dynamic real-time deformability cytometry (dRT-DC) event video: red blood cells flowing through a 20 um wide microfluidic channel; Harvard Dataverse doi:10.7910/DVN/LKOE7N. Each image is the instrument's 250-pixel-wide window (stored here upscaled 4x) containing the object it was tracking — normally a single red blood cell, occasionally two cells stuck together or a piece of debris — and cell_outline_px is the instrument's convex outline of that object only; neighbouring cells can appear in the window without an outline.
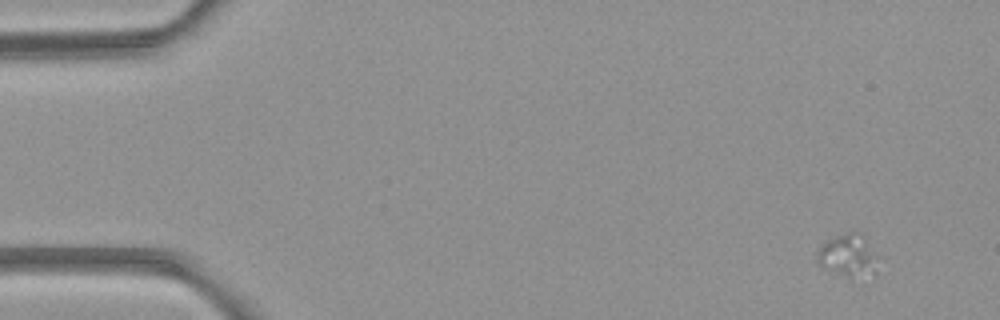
{"species": "common noctule bat (a hibernating species)", "species_latin": "Nyctalus noctula", "temperature_condition": "room temperature", "stored_images_in_passage": 8, "camera_frame_rate_fps": 3000, "um_per_image_px": 0.085, "animal": {"sex": "female", "body_mass_g": 21.9}, "frame": {"image": 1, "passage_image": 2, "time_ms": 1.333, "image_size_px": [1000, 320], "cell_outline_px": [[880, 256], [876, 272], [852, 276], [848, 276], [824, 268], [816, 260], [816, 252], [828, 240], [852, 228], [864, 232]], "centroid_in_image_um": [72.17, 21.6], "position_along_channel_um": 12.8, "area_um2": 15.49}}